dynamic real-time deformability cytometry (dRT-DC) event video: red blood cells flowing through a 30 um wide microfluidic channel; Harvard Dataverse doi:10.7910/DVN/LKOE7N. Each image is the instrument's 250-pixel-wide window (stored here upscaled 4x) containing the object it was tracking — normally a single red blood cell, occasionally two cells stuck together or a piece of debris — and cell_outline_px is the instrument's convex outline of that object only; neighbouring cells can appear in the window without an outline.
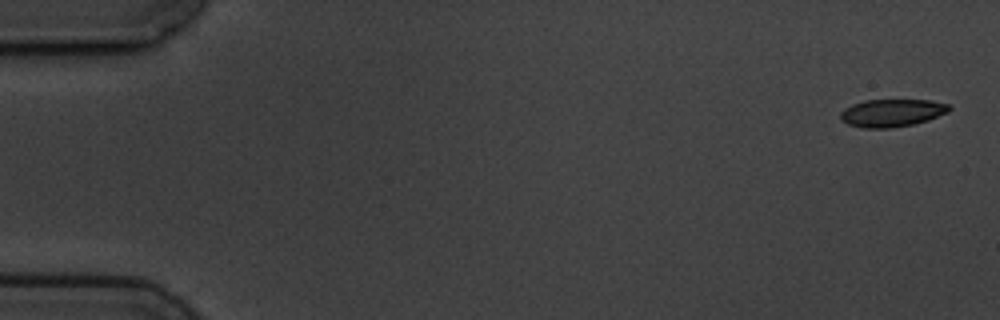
{"species": "common noctule bat (a hibernating species)", "species_latin": "Nyctalus noctula", "temperature_condition": "cold", "stored_images_in_passage": 4, "camera_frame_rate_fps": 3000, "um_per_image_px": 0.085, "animal": {"sex": "male", "body_mass_g": 19.5, "forearm_length_mm": 54.6}, "frame": {"image": 1, "passage_image": 1, "time_ms": 0.0, "image_size_px": [1000, 320], "cell_outline_px": [[952, 108], [948, 112], [928, 120], [912, 124], [892, 128], [864, 128], [848, 124], [840, 120], [840, 112], [844, 108], [852, 104], [864, 100], [932, 100], [948, 104]], "centroid_in_image_um": [75.8, 9.59], "position_along_channel_um": 9.2, "area_um2": 17.63}}